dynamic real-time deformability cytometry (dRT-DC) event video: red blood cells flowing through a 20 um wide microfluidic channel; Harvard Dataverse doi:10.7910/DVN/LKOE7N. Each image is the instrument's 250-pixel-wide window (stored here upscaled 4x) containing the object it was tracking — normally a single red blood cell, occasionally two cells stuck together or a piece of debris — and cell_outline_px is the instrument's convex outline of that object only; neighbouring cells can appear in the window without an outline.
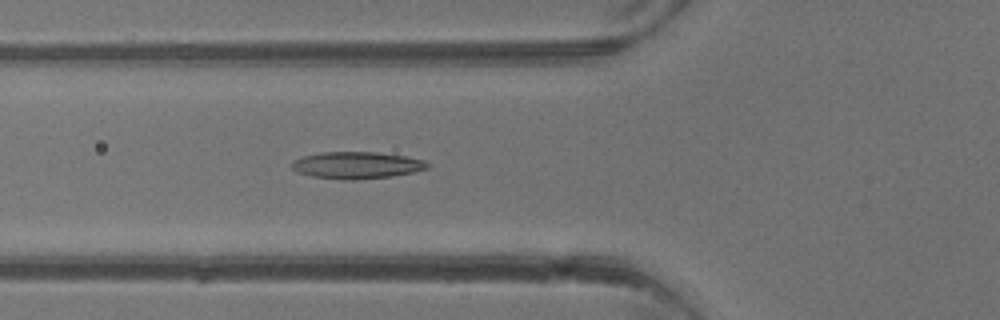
{"species": "common noctule bat (a hibernating species)", "species_latin": "Nyctalus noctula", "temperature_condition": "warm", "stored_images_in_passage": 4, "camera_frame_rate_fps": 3000, "um_per_image_px": 0.085, "animal": {"sex": "male", "body_mass_g": 13.3}, "frame": {"image": 1, "passage_image": 4, "time_ms": 3.667, "image_size_px": [1000, 320], "cell_outline_px": [[428, 168], [412, 172], [392, 176], [356, 180], [344, 180], [312, 176], [296, 172], [292, 168], [292, 160], [304, 156], [320, 152], [376, 152], [404, 156], [424, 160], [428, 164]], "centroid_in_image_um": [30.29, 14.04], "position_along_channel_um": 95.5, "area_um2": 21.21}}